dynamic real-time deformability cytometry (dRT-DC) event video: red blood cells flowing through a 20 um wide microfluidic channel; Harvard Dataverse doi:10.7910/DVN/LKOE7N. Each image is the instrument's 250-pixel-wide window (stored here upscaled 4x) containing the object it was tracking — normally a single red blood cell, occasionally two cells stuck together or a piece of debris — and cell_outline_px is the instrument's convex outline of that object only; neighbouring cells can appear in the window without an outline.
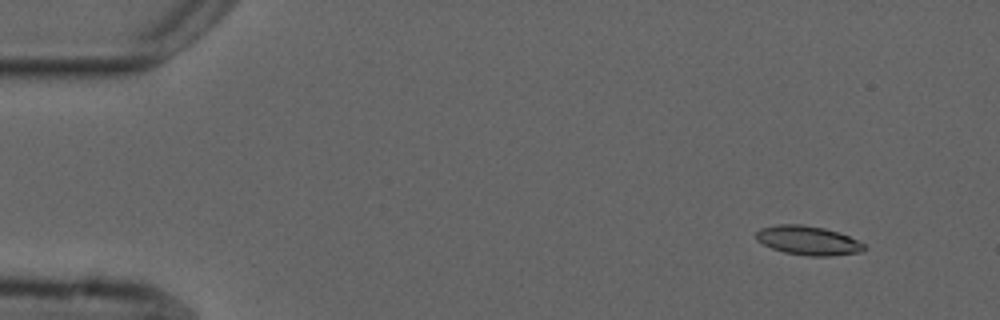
{"species": "common noctule bat (a hibernating species)", "species_latin": "Nyctalus noctula", "temperature_condition": "cold", "stored_images_in_passage": 4, "camera_frame_rate_fps": 3000, "um_per_image_px": 0.085, "animal": {"sex": "male", "forearm_length_mm": 52.5}, "frame": {"image": 1, "passage_image": 1, "time_ms": 0.0, "image_size_px": [1000, 320], "cell_outline_px": [[868, 248], [864, 252], [828, 256], [808, 256], [784, 252], [772, 248], [756, 240], [756, 232], [760, 228], [776, 224], [800, 224], [824, 228], [840, 232], [864, 244]], "centroid_in_image_um": [68.7, 20.44], "position_along_channel_um": 16.3, "area_um2": 18.44}}
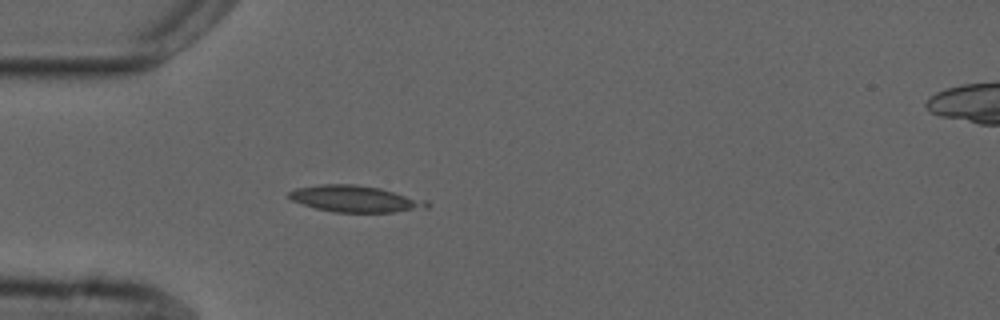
{"frame": {"image": 2, "passage_image": 4, "time_ms": 3.667, "image_size_px": [1000, 320], "cell_outline_px": [[428, 208], [392, 212], [336, 212], [316, 208], [292, 200], [288, 196], [288, 192], [296, 188], [320, 184], [352, 184], [380, 188], [428, 200]], "centroid_in_image_um": [30.21, 16.89], "position_along_channel_um": 54.8, "area_um2": 21.15}}